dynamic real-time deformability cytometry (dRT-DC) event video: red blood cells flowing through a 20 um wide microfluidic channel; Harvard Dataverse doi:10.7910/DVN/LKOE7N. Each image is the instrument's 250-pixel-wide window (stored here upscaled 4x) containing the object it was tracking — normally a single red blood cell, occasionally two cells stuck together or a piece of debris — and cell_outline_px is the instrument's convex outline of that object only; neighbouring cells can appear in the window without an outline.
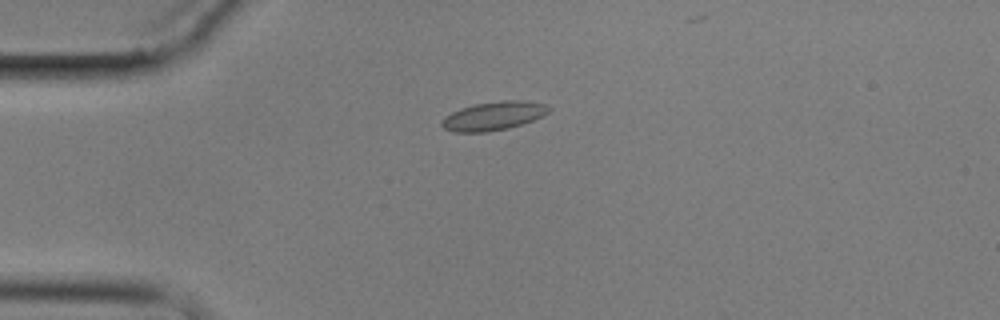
{"species": "common noctule bat (a hibernating species)", "species_latin": "Nyctalus noctula", "temperature_condition": "cold", "stored_images_in_passage": 4, "camera_frame_rate_fps": 3000, "um_per_image_px": 0.085, "animal": {"sex": "male", "body_mass_g": 17.9}, "frame": {"image": 1, "passage_image": 3, "time_ms": 2.667, "image_size_px": [1000, 320], "cell_outline_px": [[552, 108], [544, 116], [524, 124], [508, 128], [488, 132], [452, 132], [444, 128], [440, 124], [440, 120], [444, 116], [460, 108], [472, 104], [500, 100], [524, 100], [544, 104]], "centroid_in_image_um": [41.94, 9.85], "position_along_channel_um": 43.1, "area_um2": 18.26}}